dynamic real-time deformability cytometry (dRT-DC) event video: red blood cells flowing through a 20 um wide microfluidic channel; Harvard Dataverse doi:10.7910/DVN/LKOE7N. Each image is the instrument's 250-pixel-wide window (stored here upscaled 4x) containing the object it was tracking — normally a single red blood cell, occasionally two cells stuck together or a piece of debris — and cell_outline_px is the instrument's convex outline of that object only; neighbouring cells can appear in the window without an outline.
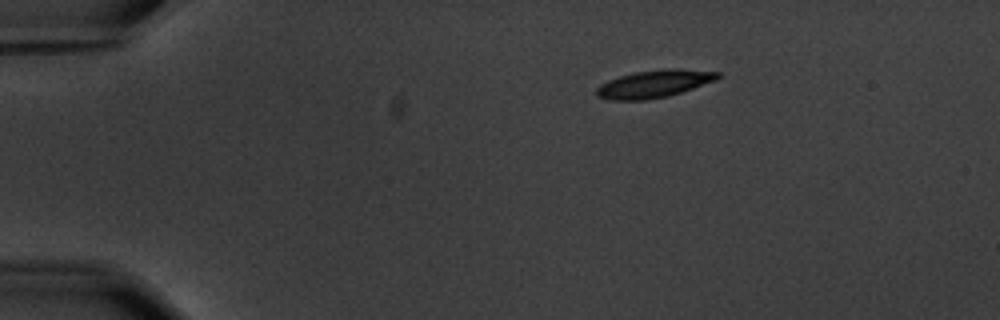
{"species": "common noctule bat (a hibernating species)", "species_latin": "Nyctalus noctula", "temperature_condition": "warm", "stored_images_in_passage": 3, "camera_frame_rate_fps": 3000, "um_per_image_px": 0.085, "animal": {"sex": "male", "body_mass_g": 20.1, "forearm_length_mm": 53.5}, "frame": {"image": 1, "passage_image": 1, "time_ms": 0.0, "image_size_px": [1000, 320], "cell_outline_px": [[720, 76], [716, 80], [668, 96], [644, 100], [612, 100], [596, 96], [596, 88], [600, 84], [608, 80], [632, 72], [664, 68], [676, 68], [720, 72]], "centroid_in_image_um": [55.57, 7.11], "position_along_channel_um": 29.4, "area_um2": 19.48}}